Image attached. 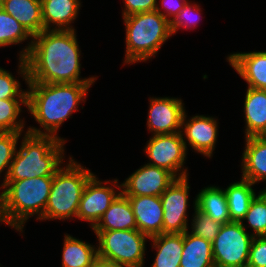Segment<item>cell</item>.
I'll use <instances>...</instances> for the list:
<instances>
[{"label":"cell","instance_id":"cell-14","mask_svg":"<svg viewBox=\"0 0 266 267\" xmlns=\"http://www.w3.org/2000/svg\"><path fill=\"white\" fill-rule=\"evenodd\" d=\"M184 105L179 97H149L147 131L152 135L181 132Z\"/></svg>","mask_w":266,"mask_h":267},{"label":"cell","instance_id":"cell-15","mask_svg":"<svg viewBox=\"0 0 266 267\" xmlns=\"http://www.w3.org/2000/svg\"><path fill=\"white\" fill-rule=\"evenodd\" d=\"M226 57L246 87L266 90V51L233 52Z\"/></svg>","mask_w":266,"mask_h":267},{"label":"cell","instance_id":"cell-13","mask_svg":"<svg viewBox=\"0 0 266 267\" xmlns=\"http://www.w3.org/2000/svg\"><path fill=\"white\" fill-rule=\"evenodd\" d=\"M176 179L168 170L146 163L121 183V193L126 197H160Z\"/></svg>","mask_w":266,"mask_h":267},{"label":"cell","instance_id":"cell-27","mask_svg":"<svg viewBox=\"0 0 266 267\" xmlns=\"http://www.w3.org/2000/svg\"><path fill=\"white\" fill-rule=\"evenodd\" d=\"M29 42H28V41ZM33 37L26 29L11 15L0 7V47L16 46L27 41L18 52V59L25 58L31 48Z\"/></svg>","mask_w":266,"mask_h":267},{"label":"cell","instance_id":"cell-25","mask_svg":"<svg viewBox=\"0 0 266 267\" xmlns=\"http://www.w3.org/2000/svg\"><path fill=\"white\" fill-rule=\"evenodd\" d=\"M255 184L240 178L223 188L227 200L231 222H241L250 206L251 201L259 193L253 189Z\"/></svg>","mask_w":266,"mask_h":267},{"label":"cell","instance_id":"cell-18","mask_svg":"<svg viewBox=\"0 0 266 267\" xmlns=\"http://www.w3.org/2000/svg\"><path fill=\"white\" fill-rule=\"evenodd\" d=\"M241 157V178L253 184L266 183V141L260 136L245 137ZM266 190V187H265Z\"/></svg>","mask_w":266,"mask_h":267},{"label":"cell","instance_id":"cell-36","mask_svg":"<svg viewBox=\"0 0 266 267\" xmlns=\"http://www.w3.org/2000/svg\"><path fill=\"white\" fill-rule=\"evenodd\" d=\"M188 1L189 0H160L159 3L157 2L155 10L171 23Z\"/></svg>","mask_w":266,"mask_h":267},{"label":"cell","instance_id":"cell-24","mask_svg":"<svg viewBox=\"0 0 266 267\" xmlns=\"http://www.w3.org/2000/svg\"><path fill=\"white\" fill-rule=\"evenodd\" d=\"M196 208L221 224L230 223V214L223 188L207 185L196 194Z\"/></svg>","mask_w":266,"mask_h":267},{"label":"cell","instance_id":"cell-26","mask_svg":"<svg viewBox=\"0 0 266 267\" xmlns=\"http://www.w3.org/2000/svg\"><path fill=\"white\" fill-rule=\"evenodd\" d=\"M62 248L61 267H90L97 257V245L65 233Z\"/></svg>","mask_w":266,"mask_h":267},{"label":"cell","instance_id":"cell-16","mask_svg":"<svg viewBox=\"0 0 266 267\" xmlns=\"http://www.w3.org/2000/svg\"><path fill=\"white\" fill-rule=\"evenodd\" d=\"M134 216L137 230L149 238L163 233V216L161 198L159 196L128 197Z\"/></svg>","mask_w":266,"mask_h":267},{"label":"cell","instance_id":"cell-34","mask_svg":"<svg viewBox=\"0 0 266 267\" xmlns=\"http://www.w3.org/2000/svg\"><path fill=\"white\" fill-rule=\"evenodd\" d=\"M247 267H266V236H255L253 238Z\"/></svg>","mask_w":266,"mask_h":267},{"label":"cell","instance_id":"cell-20","mask_svg":"<svg viewBox=\"0 0 266 267\" xmlns=\"http://www.w3.org/2000/svg\"><path fill=\"white\" fill-rule=\"evenodd\" d=\"M0 7L34 37L44 30L41 0H0Z\"/></svg>","mask_w":266,"mask_h":267},{"label":"cell","instance_id":"cell-35","mask_svg":"<svg viewBox=\"0 0 266 267\" xmlns=\"http://www.w3.org/2000/svg\"><path fill=\"white\" fill-rule=\"evenodd\" d=\"M158 0H123L122 17L154 11Z\"/></svg>","mask_w":266,"mask_h":267},{"label":"cell","instance_id":"cell-6","mask_svg":"<svg viewBox=\"0 0 266 267\" xmlns=\"http://www.w3.org/2000/svg\"><path fill=\"white\" fill-rule=\"evenodd\" d=\"M68 160V163L64 162L53 175L50 195L40 221L64 222L77 219L80 199L88 180L94 173L75 158L73 159L72 155Z\"/></svg>","mask_w":266,"mask_h":267},{"label":"cell","instance_id":"cell-12","mask_svg":"<svg viewBox=\"0 0 266 267\" xmlns=\"http://www.w3.org/2000/svg\"><path fill=\"white\" fill-rule=\"evenodd\" d=\"M187 114L185 111L181 125V134L187 150L189 151V147L195 153L211 159L218 143L219 119L203 114L188 118Z\"/></svg>","mask_w":266,"mask_h":267},{"label":"cell","instance_id":"cell-23","mask_svg":"<svg viewBox=\"0 0 266 267\" xmlns=\"http://www.w3.org/2000/svg\"><path fill=\"white\" fill-rule=\"evenodd\" d=\"M180 267H215L212 242L184 232Z\"/></svg>","mask_w":266,"mask_h":267},{"label":"cell","instance_id":"cell-28","mask_svg":"<svg viewBox=\"0 0 266 267\" xmlns=\"http://www.w3.org/2000/svg\"><path fill=\"white\" fill-rule=\"evenodd\" d=\"M23 106L27 108V99L0 100L1 132H27L25 119L20 118L21 112H24Z\"/></svg>","mask_w":266,"mask_h":267},{"label":"cell","instance_id":"cell-3","mask_svg":"<svg viewBox=\"0 0 266 267\" xmlns=\"http://www.w3.org/2000/svg\"><path fill=\"white\" fill-rule=\"evenodd\" d=\"M53 177L6 181L0 189V223L19 234L30 218L40 221L50 195Z\"/></svg>","mask_w":266,"mask_h":267},{"label":"cell","instance_id":"cell-33","mask_svg":"<svg viewBox=\"0 0 266 267\" xmlns=\"http://www.w3.org/2000/svg\"><path fill=\"white\" fill-rule=\"evenodd\" d=\"M0 66V100L27 99V89H22L19 79Z\"/></svg>","mask_w":266,"mask_h":267},{"label":"cell","instance_id":"cell-2","mask_svg":"<svg viewBox=\"0 0 266 267\" xmlns=\"http://www.w3.org/2000/svg\"><path fill=\"white\" fill-rule=\"evenodd\" d=\"M17 74L27 86V112L31 114L39 127L29 126L27 132L35 135L58 136V130L64 122L73 118L79 106L86 103L88 91L95 82L80 83H37L28 82L25 58L17 59Z\"/></svg>","mask_w":266,"mask_h":267},{"label":"cell","instance_id":"cell-4","mask_svg":"<svg viewBox=\"0 0 266 267\" xmlns=\"http://www.w3.org/2000/svg\"><path fill=\"white\" fill-rule=\"evenodd\" d=\"M20 140L6 181L53 177L64 164L66 141L55 136L29 132L23 133Z\"/></svg>","mask_w":266,"mask_h":267},{"label":"cell","instance_id":"cell-17","mask_svg":"<svg viewBox=\"0 0 266 267\" xmlns=\"http://www.w3.org/2000/svg\"><path fill=\"white\" fill-rule=\"evenodd\" d=\"M44 30H76L81 0H41Z\"/></svg>","mask_w":266,"mask_h":267},{"label":"cell","instance_id":"cell-32","mask_svg":"<svg viewBox=\"0 0 266 267\" xmlns=\"http://www.w3.org/2000/svg\"><path fill=\"white\" fill-rule=\"evenodd\" d=\"M200 5L198 2L188 1L184 8L178 13L175 19L170 23V30L172 36L175 35L180 29L185 30H194L198 25L199 21L201 22Z\"/></svg>","mask_w":266,"mask_h":267},{"label":"cell","instance_id":"cell-9","mask_svg":"<svg viewBox=\"0 0 266 267\" xmlns=\"http://www.w3.org/2000/svg\"><path fill=\"white\" fill-rule=\"evenodd\" d=\"M143 151L149 158L147 164L164 168L176 178L189 176L188 168L184 166L188 150L181 132L151 135Z\"/></svg>","mask_w":266,"mask_h":267},{"label":"cell","instance_id":"cell-1","mask_svg":"<svg viewBox=\"0 0 266 267\" xmlns=\"http://www.w3.org/2000/svg\"><path fill=\"white\" fill-rule=\"evenodd\" d=\"M81 55L76 30H43L25 57L28 82H96V75L81 77Z\"/></svg>","mask_w":266,"mask_h":267},{"label":"cell","instance_id":"cell-10","mask_svg":"<svg viewBox=\"0 0 266 267\" xmlns=\"http://www.w3.org/2000/svg\"><path fill=\"white\" fill-rule=\"evenodd\" d=\"M118 179L100 180L94 174L87 182L80 199L77 220L85 221L92 229L104 212L121 193ZM118 189V190H117Z\"/></svg>","mask_w":266,"mask_h":267},{"label":"cell","instance_id":"cell-38","mask_svg":"<svg viewBox=\"0 0 266 267\" xmlns=\"http://www.w3.org/2000/svg\"><path fill=\"white\" fill-rule=\"evenodd\" d=\"M260 137L266 141V130L260 135Z\"/></svg>","mask_w":266,"mask_h":267},{"label":"cell","instance_id":"cell-11","mask_svg":"<svg viewBox=\"0 0 266 267\" xmlns=\"http://www.w3.org/2000/svg\"><path fill=\"white\" fill-rule=\"evenodd\" d=\"M189 177L177 178L160 196L163 216V233L183 234L189 228Z\"/></svg>","mask_w":266,"mask_h":267},{"label":"cell","instance_id":"cell-31","mask_svg":"<svg viewBox=\"0 0 266 267\" xmlns=\"http://www.w3.org/2000/svg\"><path fill=\"white\" fill-rule=\"evenodd\" d=\"M23 133L25 132L0 131V178L3 176V180L0 181V189L6 182L11 162L13 161L18 142H20L19 139Z\"/></svg>","mask_w":266,"mask_h":267},{"label":"cell","instance_id":"cell-37","mask_svg":"<svg viewBox=\"0 0 266 267\" xmlns=\"http://www.w3.org/2000/svg\"><path fill=\"white\" fill-rule=\"evenodd\" d=\"M90 267H122L118 264L114 263L113 261L109 259H105L103 257H100L97 255V257L93 260Z\"/></svg>","mask_w":266,"mask_h":267},{"label":"cell","instance_id":"cell-7","mask_svg":"<svg viewBox=\"0 0 266 267\" xmlns=\"http://www.w3.org/2000/svg\"><path fill=\"white\" fill-rule=\"evenodd\" d=\"M98 256L122 267H144L149 237L137 229L93 231Z\"/></svg>","mask_w":266,"mask_h":267},{"label":"cell","instance_id":"cell-30","mask_svg":"<svg viewBox=\"0 0 266 267\" xmlns=\"http://www.w3.org/2000/svg\"><path fill=\"white\" fill-rule=\"evenodd\" d=\"M194 213L191 216V224H189V232L201 237L205 240L213 242L215 237L219 234L223 224L213 220L211 217L202 213L196 208V196L193 201ZM191 226V227H190Z\"/></svg>","mask_w":266,"mask_h":267},{"label":"cell","instance_id":"cell-22","mask_svg":"<svg viewBox=\"0 0 266 267\" xmlns=\"http://www.w3.org/2000/svg\"><path fill=\"white\" fill-rule=\"evenodd\" d=\"M151 248L156 254L150 267H180L183 251V234L162 233L152 236Z\"/></svg>","mask_w":266,"mask_h":267},{"label":"cell","instance_id":"cell-21","mask_svg":"<svg viewBox=\"0 0 266 267\" xmlns=\"http://www.w3.org/2000/svg\"><path fill=\"white\" fill-rule=\"evenodd\" d=\"M133 229H137L134 212L128 197L120 193L91 230L113 231Z\"/></svg>","mask_w":266,"mask_h":267},{"label":"cell","instance_id":"cell-5","mask_svg":"<svg viewBox=\"0 0 266 267\" xmlns=\"http://www.w3.org/2000/svg\"><path fill=\"white\" fill-rule=\"evenodd\" d=\"M125 55L123 64L147 62L156 57L165 42L172 38L170 22L156 10L123 17Z\"/></svg>","mask_w":266,"mask_h":267},{"label":"cell","instance_id":"cell-8","mask_svg":"<svg viewBox=\"0 0 266 267\" xmlns=\"http://www.w3.org/2000/svg\"><path fill=\"white\" fill-rule=\"evenodd\" d=\"M253 238L241 222L223 224L212 242L215 267H247Z\"/></svg>","mask_w":266,"mask_h":267},{"label":"cell","instance_id":"cell-19","mask_svg":"<svg viewBox=\"0 0 266 267\" xmlns=\"http://www.w3.org/2000/svg\"><path fill=\"white\" fill-rule=\"evenodd\" d=\"M245 90L244 138L260 136L266 130V90L250 87Z\"/></svg>","mask_w":266,"mask_h":267},{"label":"cell","instance_id":"cell-29","mask_svg":"<svg viewBox=\"0 0 266 267\" xmlns=\"http://www.w3.org/2000/svg\"><path fill=\"white\" fill-rule=\"evenodd\" d=\"M245 222L247 224H245ZM242 226L252 236H266V190L262 188L251 201L249 209L241 221Z\"/></svg>","mask_w":266,"mask_h":267}]
</instances>
